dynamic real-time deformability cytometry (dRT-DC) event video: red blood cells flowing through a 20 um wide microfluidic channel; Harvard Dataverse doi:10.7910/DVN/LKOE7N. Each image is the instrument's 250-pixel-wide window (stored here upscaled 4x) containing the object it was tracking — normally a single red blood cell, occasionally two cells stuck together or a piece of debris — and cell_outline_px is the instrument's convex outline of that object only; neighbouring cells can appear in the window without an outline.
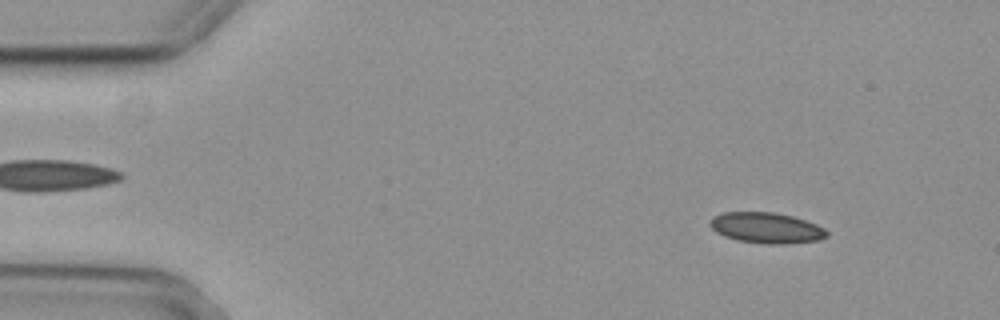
{"species": "common noctule bat (a hibernating species)", "species_latin": "Nyctalus noctula", "temperature_condition": "cold", "stored_images_in_passage": 55, "camera_frame_rate_fps": 3000, "um_per_image_px": 0.085, "animal": {"sex": "female", "body_mass_g": 29.2, "forearm_length_mm": 56.3}, "frame": {"image": 1, "passage_image": 6, "time_ms": 1.667, "image_size_px": [1000, 320], "cell_outline_px": [[828, 236], [816, 240], [788, 244], [764, 244], [736, 240], [724, 236], [716, 232], [708, 224], [708, 220], [712, 216], [724, 212], [772, 212], [792, 216], [816, 224], [824, 228], [828, 232]], "centroid_in_image_um": [65.09, 19.37], "position_along_channel_um": 19.9, "area_um2": 21.04}}
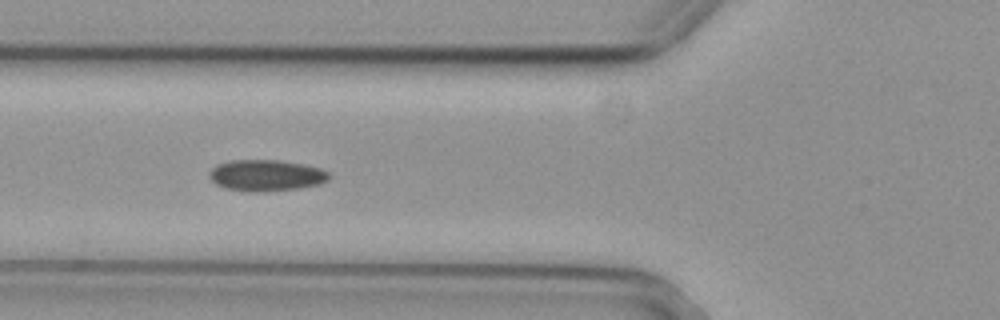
{"frame": {"image": 2, "passage_image": 20, "time_ms": 6.333, "image_size_px": [1000, 320], "cell_outline_px": [[328, 180], [320, 184], [300, 188], [264, 192], [248, 192], [224, 188], [216, 184], [208, 176], [208, 172], [216, 164], [232, 160], [276, 160], [304, 164], [320, 168], [328, 172]], "centroid_in_image_um": [22.59, 14.92], "position_along_channel_um": 103.2, "area_um2": 22.02}}
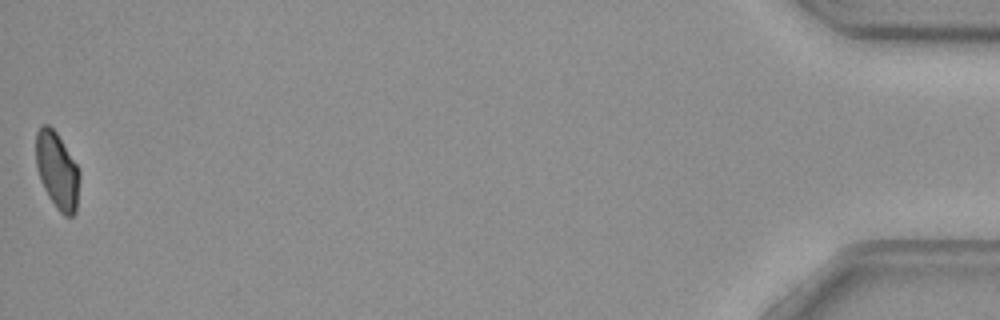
{"frame": {"image": 3, "passage_image": 55, "time_ms": 18.0, "image_size_px": [1000, 320], "cell_outline_px": [[80, 176], [76, 212], [72, 216], [64, 216], [56, 208], [48, 196], [40, 180], [36, 164], [36, 132], [40, 124], [48, 124], [56, 132], [76, 164], [80, 172]], "centroid_in_image_um": [4.85, 14.5], "position_along_channel_um": 430.3, "area_um2": 19.54}, "authors_computed_cell_mechanics": {"area_um2": 20.9236, "velocity_mm_per_s": 3.6918, "shape_relaxation_time_tau1_ms": 6.5523, "shape_relaxation_time_tau2_ms": 5.871, "deformation_change_tau1": 0.102, "deformation_change_tau2": 0.0857}}